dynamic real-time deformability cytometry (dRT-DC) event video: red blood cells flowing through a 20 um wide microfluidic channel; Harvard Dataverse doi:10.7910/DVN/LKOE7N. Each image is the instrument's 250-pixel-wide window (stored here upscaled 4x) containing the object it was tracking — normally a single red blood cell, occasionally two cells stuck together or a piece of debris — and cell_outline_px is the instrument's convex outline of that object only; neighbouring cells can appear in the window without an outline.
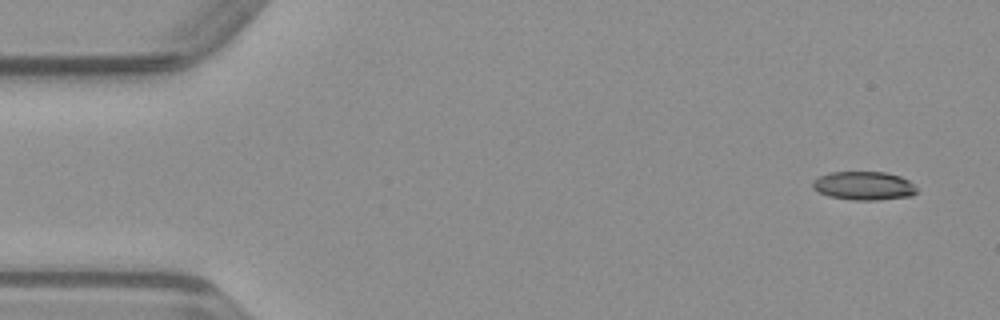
{"species": "common noctule bat (a hibernating species)", "species_latin": "Nyctalus noctula", "temperature_condition": "warm", "stored_images_in_passage": 49, "camera_frame_rate_fps": 3000, "um_per_image_px": 0.085, "animal": {"sex": "male", "body_mass_g": 23.1, "forearm_length_mm": 52.7}, "frame": {"image": 1, "passage_image": 2, "time_ms": 0.333, "image_size_px": [1000, 320], "cell_outline_px": [[916, 192], [912, 196], [876, 200], [852, 200], [828, 196], [812, 188], [812, 180], [820, 176], [832, 172], [888, 172], [900, 176], [908, 180], [916, 188]], "centroid_in_image_um": [73.41, 15.79], "position_along_channel_um": 11.6, "area_um2": 17.34}}
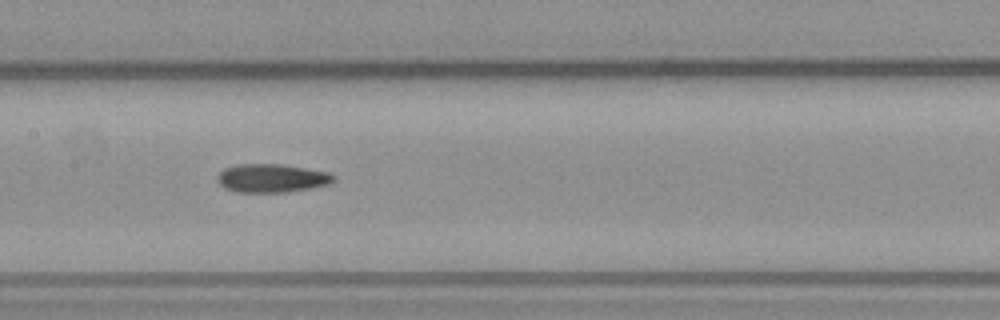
{"frame": {"image": 2, "passage_image": 23, "time_ms": 7.333, "image_size_px": [1000, 320], "cell_outline_px": [[336, 180], [328, 184], [288, 192], [236, 192], [224, 188], [216, 180], [216, 176], [224, 168], [236, 164], [280, 164], [328, 172], [336, 176]], "centroid_in_image_um": [23.06, 15.14], "position_along_channel_um": 184.3, "area_um2": 19.31}}
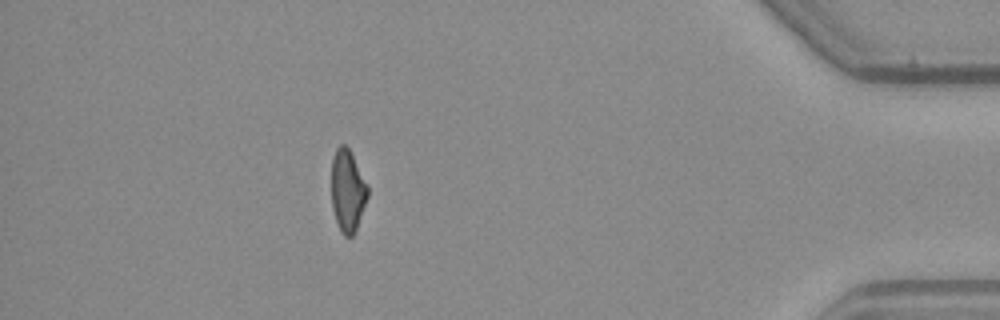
{"frame": {"image": 3, "passage_image": 43, "time_ms": 14.0, "image_size_px": [1000, 320], "cell_outline_px": [[368, 196], [356, 232], [352, 236], [344, 236], [340, 232], [332, 208], [332, 160], [336, 148], [340, 144], [344, 144], [348, 148], [368, 184]], "centroid_in_image_um": [29.55, 16.24], "position_along_channel_um": 405.6, "area_um2": 17.4}}